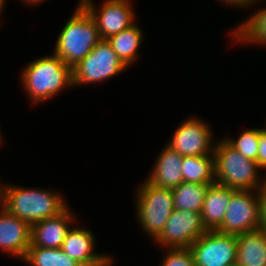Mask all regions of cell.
I'll use <instances>...</instances> for the list:
<instances>
[{"mask_svg": "<svg viewBox=\"0 0 266 266\" xmlns=\"http://www.w3.org/2000/svg\"><path fill=\"white\" fill-rule=\"evenodd\" d=\"M20 75L23 90L35 105L73 87L72 68L54 53L30 61Z\"/></svg>", "mask_w": 266, "mask_h": 266, "instance_id": "obj_1", "label": "cell"}, {"mask_svg": "<svg viewBox=\"0 0 266 266\" xmlns=\"http://www.w3.org/2000/svg\"><path fill=\"white\" fill-rule=\"evenodd\" d=\"M0 205L30 226L57 216L69 205L59 192L41 188L6 185Z\"/></svg>", "mask_w": 266, "mask_h": 266, "instance_id": "obj_2", "label": "cell"}, {"mask_svg": "<svg viewBox=\"0 0 266 266\" xmlns=\"http://www.w3.org/2000/svg\"><path fill=\"white\" fill-rule=\"evenodd\" d=\"M100 40L95 20L78 2L75 12L62 27L52 53L73 68Z\"/></svg>", "mask_w": 266, "mask_h": 266, "instance_id": "obj_3", "label": "cell"}, {"mask_svg": "<svg viewBox=\"0 0 266 266\" xmlns=\"http://www.w3.org/2000/svg\"><path fill=\"white\" fill-rule=\"evenodd\" d=\"M215 183L235 190H259L266 183L256 161L242 156L223 138L215 142ZM263 176V177H262Z\"/></svg>", "mask_w": 266, "mask_h": 266, "instance_id": "obj_4", "label": "cell"}, {"mask_svg": "<svg viewBox=\"0 0 266 266\" xmlns=\"http://www.w3.org/2000/svg\"><path fill=\"white\" fill-rule=\"evenodd\" d=\"M135 192L138 225L154 241L174 210L172 189L155 186L144 179Z\"/></svg>", "mask_w": 266, "mask_h": 266, "instance_id": "obj_5", "label": "cell"}, {"mask_svg": "<svg viewBox=\"0 0 266 266\" xmlns=\"http://www.w3.org/2000/svg\"><path fill=\"white\" fill-rule=\"evenodd\" d=\"M127 68L111 44L101 39L92 51L72 68L73 87L109 80Z\"/></svg>", "mask_w": 266, "mask_h": 266, "instance_id": "obj_6", "label": "cell"}, {"mask_svg": "<svg viewBox=\"0 0 266 266\" xmlns=\"http://www.w3.org/2000/svg\"><path fill=\"white\" fill-rule=\"evenodd\" d=\"M260 229L259 196L257 190H236L231 195L222 225V234L239 235Z\"/></svg>", "mask_w": 266, "mask_h": 266, "instance_id": "obj_7", "label": "cell"}, {"mask_svg": "<svg viewBox=\"0 0 266 266\" xmlns=\"http://www.w3.org/2000/svg\"><path fill=\"white\" fill-rule=\"evenodd\" d=\"M214 135L208 122L198 116L186 118L181 122L166 144L183 156H202L214 154Z\"/></svg>", "mask_w": 266, "mask_h": 266, "instance_id": "obj_8", "label": "cell"}, {"mask_svg": "<svg viewBox=\"0 0 266 266\" xmlns=\"http://www.w3.org/2000/svg\"><path fill=\"white\" fill-rule=\"evenodd\" d=\"M207 230L200 213L174 209L161 234L153 241L161 248H188Z\"/></svg>", "mask_w": 266, "mask_h": 266, "instance_id": "obj_9", "label": "cell"}, {"mask_svg": "<svg viewBox=\"0 0 266 266\" xmlns=\"http://www.w3.org/2000/svg\"><path fill=\"white\" fill-rule=\"evenodd\" d=\"M79 2L95 20L99 36L104 40L129 28L137 21L130 0H104L100 6H96L93 0H79Z\"/></svg>", "mask_w": 266, "mask_h": 266, "instance_id": "obj_10", "label": "cell"}, {"mask_svg": "<svg viewBox=\"0 0 266 266\" xmlns=\"http://www.w3.org/2000/svg\"><path fill=\"white\" fill-rule=\"evenodd\" d=\"M195 266H232L237 260L235 235L207 231L190 247Z\"/></svg>", "mask_w": 266, "mask_h": 266, "instance_id": "obj_11", "label": "cell"}, {"mask_svg": "<svg viewBox=\"0 0 266 266\" xmlns=\"http://www.w3.org/2000/svg\"><path fill=\"white\" fill-rule=\"evenodd\" d=\"M95 237L94 232L90 229L72 225L61 249L83 266H111L114 262L113 256L95 251Z\"/></svg>", "mask_w": 266, "mask_h": 266, "instance_id": "obj_12", "label": "cell"}, {"mask_svg": "<svg viewBox=\"0 0 266 266\" xmlns=\"http://www.w3.org/2000/svg\"><path fill=\"white\" fill-rule=\"evenodd\" d=\"M31 226L0 205V250L21 262L30 247Z\"/></svg>", "mask_w": 266, "mask_h": 266, "instance_id": "obj_13", "label": "cell"}, {"mask_svg": "<svg viewBox=\"0 0 266 266\" xmlns=\"http://www.w3.org/2000/svg\"><path fill=\"white\" fill-rule=\"evenodd\" d=\"M68 206L57 216L31 225L30 247L61 248L68 230L78 221Z\"/></svg>", "mask_w": 266, "mask_h": 266, "instance_id": "obj_14", "label": "cell"}, {"mask_svg": "<svg viewBox=\"0 0 266 266\" xmlns=\"http://www.w3.org/2000/svg\"><path fill=\"white\" fill-rule=\"evenodd\" d=\"M182 156L165 145L146 179L155 186L173 189L183 182Z\"/></svg>", "mask_w": 266, "mask_h": 266, "instance_id": "obj_15", "label": "cell"}, {"mask_svg": "<svg viewBox=\"0 0 266 266\" xmlns=\"http://www.w3.org/2000/svg\"><path fill=\"white\" fill-rule=\"evenodd\" d=\"M235 191L218 183L209 186L200 213L207 231H216L222 225L231 195Z\"/></svg>", "mask_w": 266, "mask_h": 266, "instance_id": "obj_16", "label": "cell"}, {"mask_svg": "<svg viewBox=\"0 0 266 266\" xmlns=\"http://www.w3.org/2000/svg\"><path fill=\"white\" fill-rule=\"evenodd\" d=\"M238 266H266V231L257 229L236 236Z\"/></svg>", "mask_w": 266, "mask_h": 266, "instance_id": "obj_17", "label": "cell"}, {"mask_svg": "<svg viewBox=\"0 0 266 266\" xmlns=\"http://www.w3.org/2000/svg\"><path fill=\"white\" fill-rule=\"evenodd\" d=\"M107 41L124 64L130 67L140 56L138 51L144 41L143 30L136 22L129 28L109 37Z\"/></svg>", "mask_w": 266, "mask_h": 266, "instance_id": "obj_18", "label": "cell"}, {"mask_svg": "<svg viewBox=\"0 0 266 266\" xmlns=\"http://www.w3.org/2000/svg\"><path fill=\"white\" fill-rule=\"evenodd\" d=\"M233 31V32H232ZM230 31L237 44L266 46V7L253 11L248 18Z\"/></svg>", "mask_w": 266, "mask_h": 266, "instance_id": "obj_19", "label": "cell"}, {"mask_svg": "<svg viewBox=\"0 0 266 266\" xmlns=\"http://www.w3.org/2000/svg\"><path fill=\"white\" fill-rule=\"evenodd\" d=\"M183 182L198 184L215 183L214 154L182 157Z\"/></svg>", "mask_w": 266, "mask_h": 266, "instance_id": "obj_20", "label": "cell"}, {"mask_svg": "<svg viewBox=\"0 0 266 266\" xmlns=\"http://www.w3.org/2000/svg\"><path fill=\"white\" fill-rule=\"evenodd\" d=\"M210 185L182 182L172 189L174 209L201 213Z\"/></svg>", "mask_w": 266, "mask_h": 266, "instance_id": "obj_21", "label": "cell"}, {"mask_svg": "<svg viewBox=\"0 0 266 266\" xmlns=\"http://www.w3.org/2000/svg\"><path fill=\"white\" fill-rule=\"evenodd\" d=\"M22 261L30 266H83L61 248L29 247Z\"/></svg>", "mask_w": 266, "mask_h": 266, "instance_id": "obj_22", "label": "cell"}, {"mask_svg": "<svg viewBox=\"0 0 266 266\" xmlns=\"http://www.w3.org/2000/svg\"><path fill=\"white\" fill-rule=\"evenodd\" d=\"M223 139L242 156L257 162V153L259 147V128L247 129L239 134L238 138L231 136Z\"/></svg>", "mask_w": 266, "mask_h": 266, "instance_id": "obj_23", "label": "cell"}, {"mask_svg": "<svg viewBox=\"0 0 266 266\" xmlns=\"http://www.w3.org/2000/svg\"><path fill=\"white\" fill-rule=\"evenodd\" d=\"M166 253L160 266H195L191 249L166 248Z\"/></svg>", "mask_w": 266, "mask_h": 266, "instance_id": "obj_24", "label": "cell"}, {"mask_svg": "<svg viewBox=\"0 0 266 266\" xmlns=\"http://www.w3.org/2000/svg\"><path fill=\"white\" fill-rule=\"evenodd\" d=\"M257 163L261 170L265 169L266 175V126L265 128H259V147L257 153Z\"/></svg>", "mask_w": 266, "mask_h": 266, "instance_id": "obj_25", "label": "cell"}, {"mask_svg": "<svg viewBox=\"0 0 266 266\" xmlns=\"http://www.w3.org/2000/svg\"><path fill=\"white\" fill-rule=\"evenodd\" d=\"M260 228L266 231V183L258 190Z\"/></svg>", "mask_w": 266, "mask_h": 266, "instance_id": "obj_26", "label": "cell"}, {"mask_svg": "<svg viewBox=\"0 0 266 266\" xmlns=\"http://www.w3.org/2000/svg\"><path fill=\"white\" fill-rule=\"evenodd\" d=\"M218 1H221L223 2L226 6H233V7H236L238 8H250V6H254L255 5V0H218Z\"/></svg>", "mask_w": 266, "mask_h": 266, "instance_id": "obj_27", "label": "cell"}, {"mask_svg": "<svg viewBox=\"0 0 266 266\" xmlns=\"http://www.w3.org/2000/svg\"><path fill=\"white\" fill-rule=\"evenodd\" d=\"M18 1H22V3L24 2L23 4H26V5L28 4L29 6L31 5L38 6V4H41L42 2L47 1V0H18Z\"/></svg>", "mask_w": 266, "mask_h": 266, "instance_id": "obj_28", "label": "cell"}, {"mask_svg": "<svg viewBox=\"0 0 266 266\" xmlns=\"http://www.w3.org/2000/svg\"><path fill=\"white\" fill-rule=\"evenodd\" d=\"M1 182V181H0ZM5 188H6V184H1L0 183V203H1V201H2V198H3V196H4V191H5Z\"/></svg>", "mask_w": 266, "mask_h": 266, "instance_id": "obj_29", "label": "cell"}, {"mask_svg": "<svg viewBox=\"0 0 266 266\" xmlns=\"http://www.w3.org/2000/svg\"><path fill=\"white\" fill-rule=\"evenodd\" d=\"M5 3H6V0H0V18H1V15H2V11H3V8H5ZM1 23V22H0ZM1 25V24H0Z\"/></svg>", "mask_w": 266, "mask_h": 266, "instance_id": "obj_30", "label": "cell"}, {"mask_svg": "<svg viewBox=\"0 0 266 266\" xmlns=\"http://www.w3.org/2000/svg\"><path fill=\"white\" fill-rule=\"evenodd\" d=\"M2 132H1V128H0V145L3 143L2 141H3V138H2V134H1Z\"/></svg>", "mask_w": 266, "mask_h": 266, "instance_id": "obj_31", "label": "cell"}]
</instances>
